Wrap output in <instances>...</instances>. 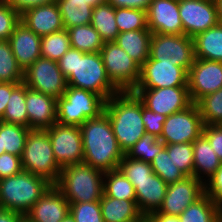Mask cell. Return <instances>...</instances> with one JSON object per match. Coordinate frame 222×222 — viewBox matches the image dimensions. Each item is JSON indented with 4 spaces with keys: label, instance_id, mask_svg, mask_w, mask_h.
<instances>
[{
    "label": "cell",
    "instance_id": "cell-10",
    "mask_svg": "<svg viewBox=\"0 0 222 222\" xmlns=\"http://www.w3.org/2000/svg\"><path fill=\"white\" fill-rule=\"evenodd\" d=\"M203 121L196 103L169 115L159 138L165 145L193 143L203 132Z\"/></svg>",
    "mask_w": 222,
    "mask_h": 222
},
{
    "label": "cell",
    "instance_id": "cell-9",
    "mask_svg": "<svg viewBox=\"0 0 222 222\" xmlns=\"http://www.w3.org/2000/svg\"><path fill=\"white\" fill-rule=\"evenodd\" d=\"M161 63H173L182 67L187 73L195 60L192 37L184 34L152 33L149 58Z\"/></svg>",
    "mask_w": 222,
    "mask_h": 222
},
{
    "label": "cell",
    "instance_id": "cell-48",
    "mask_svg": "<svg viewBox=\"0 0 222 222\" xmlns=\"http://www.w3.org/2000/svg\"><path fill=\"white\" fill-rule=\"evenodd\" d=\"M202 134L208 139L212 149L222 161V124L204 125Z\"/></svg>",
    "mask_w": 222,
    "mask_h": 222
},
{
    "label": "cell",
    "instance_id": "cell-55",
    "mask_svg": "<svg viewBox=\"0 0 222 222\" xmlns=\"http://www.w3.org/2000/svg\"><path fill=\"white\" fill-rule=\"evenodd\" d=\"M129 222H149L147 215L141 214L138 218Z\"/></svg>",
    "mask_w": 222,
    "mask_h": 222
},
{
    "label": "cell",
    "instance_id": "cell-26",
    "mask_svg": "<svg viewBox=\"0 0 222 222\" xmlns=\"http://www.w3.org/2000/svg\"><path fill=\"white\" fill-rule=\"evenodd\" d=\"M192 39L195 58L222 62V24L209 28Z\"/></svg>",
    "mask_w": 222,
    "mask_h": 222
},
{
    "label": "cell",
    "instance_id": "cell-60",
    "mask_svg": "<svg viewBox=\"0 0 222 222\" xmlns=\"http://www.w3.org/2000/svg\"><path fill=\"white\" fill-rule=\"evenodd\" d=\"M72 1H86V3L90 5V0H72Z\"/></svg>",
    "mask_w": 222,
    "mask_h": 222
},
{
    "label": "cell",
    "instance_id": "cell-8",
    "mask_svg": "<svg viewBox=\"0 0 222 222\" xmlns=\"http://www.w3.org/2000/svg\"><path fill=\"white\" fill-rule=\"evenodd\" d=\"M100 55L111 83L120 91H133L140 78V66L115 42H106Z\"/></svg>",
    "mask_w": 222,
    "mask_h": 222
},
{
    "label": "cell",
    "instance_id": "cell-25",
    "mask_svg": "<svg viewBox=\"0 0 222 222\" xmlns=\"http://www.w3.org/2000/svg\"><path fill=\"white\" fill-rule=\"evenodd\" d=\"M152 32L149 29L119 33L114 42L140 67L149 58Z\"/></svg>",
    "mask_w": 222,
    "mask_h": 222
},
{
    "label": "cell",
    "instance_id": "cell-36",
    "mask_svg": "<svg viewBox=\"0 0 222 222\" xmlns=\"http://www.w3.org/2000/svg\"><path fill=\"white\" fill-rule=\"evenodd\" d=\"M69 34L66 29L41 37V57L58 61L70 48Z\"/></svg>",
    "mask_w": 222,
    "mask_h": 222
},
{
    "label": "cell",
    "instance_id": "cell-38",
    "mask_svg": "<svg viewBox=\"0 0 222 222\" xmlns=\"http://www.w3.org/2000/svg\"><path fill=\"white\" fill-rule=\"evenodd\" d=\"M153 172L166 184L183 180L186 175L174 164L164 147L151 162Z\"/></svg>",
    "mask_w": 222,
    "mask_h": 222
},
{
    "label": "cell",
    "instance_id": "cell-31",
    "mask_svg": "<svg viewBox=\"0 0 222 222\" xmlns=\"http://www.w3.org/2000/svg\"><path fill=\"white\" fill-rule=\"evenodd\" d=\"M71 48L87 53H100L104 42L91 24L66 29Z\"/></svg>",
    "mask_w": 222,
    "mask_h": 222
},
{
    "label": "cell",
    "instance_id": "cell-18",
    "mask_svg": "<svg viewBox=\"0 0 222 222\" xmlns=\"http://www.w3.org/2000/svg\"><path fill=\"white\" fill-rule=\"evenodd\" d=\"M148 29L159 34H183L179 0H152L147 9Z\"/></svg>",
    "mask_w": 222,
    "mask_h": 222
},
{
    "label": "cell",
    "instance_id": "cell-47",
    "mask_svg": "<svg viewBox=\"0 0 222 222\" xmlns=\"http://www.w3.org/2000/svg\"><path fill=\"white\" fill-rule=\"evenodd\" d=\"M205 193L213 199L218 209L222 212V165L205 183Z\"/></svg>",
    "mask_w": 222,
    "mask_h": 222
},
{
    "label": "cell",
    "instance_id": "cell-43",
    "mask_svg": "<svg viewBox=\"0 0 222 222\" xmlns=\"http://www.w3.org/2000/svg\"><path fill=\"white\" fill-rule=\"evenodd\" d=\"M69 204V212L74 217L75 222H104L100 201Z\"/></svg>",
    "mask_w": 222,
    "mask_h": 222
},
{
    "label": "cell",
    "instance_id": "cell-30",
    "mask_svg": "<svg viewBox=\"0 0 222 222\" xmlns=\"http://www.w3.org/2000/svg\"><path fill=\"white\" fill-rule=\"evenodd\" d=\"M221 211L206 193L190 204L180 215V222H219Z\"/></svg>",
    "mask_w": 222,
    "mask_h": 222
},
{
    "label": "cell",
    "instance_id": "cell-21",
    "mask_svg": "<svg viewBox=\"0 0 222 222\" xmlns=\"http://www.w3.org/2000/svg\"><path fill=\"white\" fill-rule=\"evenodd\" d=\"M13 55L23 72L41 57V37L22 21L15 27L9 38Z\"/></svg>",
    "mask_w": 222,
    "mask_h": 222
},
{
    "label": "cell",
    "instance_id": "cell-52",
    "mask_svg": "<svg viewBox=\"0 0 222 222\" xmlns=\"http://www.w3.org/2000/svg\"><path fill=\"white\" fill-rule=\"evenodd\" d=\"M149 222H180L179 215L163 214L158 210L147 215Z\"/></svg>",
    "mask_w": 222,
    "mask_h": 222
},
{
    "label": "cell",
    "instance_id": "cell-4",
    "mask_svg": "<svg viewBox=\"0 0 222 222\" xmlns=\"http://www.w3.org/2000/svg\"><path fill=\"white\" fill-rule=\"evenodd\" d=\"M104 172L84 162L61 169L55 186L69 203L100 201L103 195Z\"/></svg>",
    "mask_w": 222,
    "mask_h": 222
},
{
    "label": "cell",
    "instance_id": "cell-13",
    "mask_svg": "<svg viewBox=\"0 0 222 222\" xmlns=\"http://www.w3.org/2000/svg\"><path fill=\"white\" fill-rule=\"evenodd\" d=\"M132 92L138 96L144 107L167 117L192 104L188 87L133 89Z\"/></svg>",
    "mask_w": 222,
    "mask_h": 222
},
{
    "label": "cell",
    "instance_id": "cell-51",
    "mask_svg": "<svg viewBox=\"0 0 222 222\" xmlns=\"http://www.w3.org/2000/svg\"><path fill=\"white\" fill-rule=\"evenodd\" d=\"M18 84L19 83H0V121L3 119L5 108L7 107L11 92Z\"/></svg>",
    "mask_w": 222,
    "mask_h": 222
},
{
    "label": "cell",
    "instance_id": "cell-29",
    "mask_svg": "<svg viewBox=\"0 0 222 222\" xmlns=\"http://www.w3.org/2000/svg\"><path fill=\"white\" fill-rule=\"evenodd\" d=\"M65 29L91 24L93 6L86 1L56 0Z\"/></svg>",
    "mask_w": 222,
    "mask_h": 222
},
{
    "label": "cell",
    "instance_id": "cell-58",
    "mask_svg": "<svg viewBox=\"0 0 222 222\" xmlns=\"http://www.w3.org/2000/svg\"><path fill=\"white\" fill-rule=\"evenodd\" d=\"M5 153V149H2V135H0V155Z\"/></svg>",
    "mask_w": 222,
    "mask_h": 222
},
{
    "label": "cell",
    "instance_id": "cell-56",
    "mask_svg": "<svg viewBox=\"0 0 222 222\" xmlns=\"http://www.w3.org/2000/svg\"><path fill=\"white\" fill-rule=\"evenodd\" d=\"M60 222H75V219L69 212Z\"/></svg>",
    "mask_w": 222,
    "mask_h": 222
},
{
    "label": "cell",
    "instance_id": "cell-15",
    "mask_svg": "<svg viewBox=\"0 0 222 222\" xmlns=\"http://www.w3.org/2000/svg\"><path fill=\"white\" fill-rule=\"evenodd\" d=\"M187 78L188 73L180 66L146 60L140 67V78L134 89L188 87Z\"/></svg>",
    "mask_w": 222,
    "mask_h": 222
},
{
    "label": "cell",
    "instance_id": "cell-12",
    "mask_svg": "<svg viewBox=\"0 0 222 222\" xmlns=\"http://www.w3.org/2000/svg\"><path fill=\"white\" fill-rule=\"evenodd\" d=\"M45 130L51 140L56 162L61 169L83 162L82 133L79 126L56 122Z\"/></svg>",
    "mask_w": 222,
    "mask_h": 222
},
{
    "label": "cell",
    "instance_id": "cell-41",
    "mask_svg": "<svg viewBox=\"0 0 222 222\" xmlns=\"http://www.w3.org/2000/svg\"><path fill=\"white\" fill-rule=\"evenodd\" d=\"M174 164L186 175L193 176V143L165 145Z\"/></svg>",
    "mask_w": 222,
    "mask_h": 222
},
{
    "label": "cell",
    "instance_id": "cell-3",
    "mask_svg": "<svg viewBox=\"0 0 222 222\" xmlns=\"http://www.w3.org/2000/svg\"><path fill=\"white\" fill-rule=\"evenodd\" d=\"M106 112L118 145L124 154L146 133L142 101L132 91L119 92L106 103Z\"/></svg>",
    "mask_w": 222,
    "mask_h": 222
},
{
    "label": "cell",
    "instance_id": "cell-32",
    "mask_svg": "<svg viewBox=\"0 0 222 222\" xmlns=\"http://www.w3.org/2000/svg\"><path fill=\"white\" fill-rule=\"evenodd\" d=\"M103 195L119 200L136 201V193L133 184L119 169L104 173Z\"/></svg>",
    "mask_w": 222,
    "mask_h": 222
},
{
    "label": "cell",
    "instance_id": "cell-1",
    "mask_svg": "<svg viewBox=\"0 0 222 222\" xmlns=\"http://www.w3.org/2000/svg\"><path fill=\"white\" fill-rule=\"evenodd\" d=\"M57 62L67 86L93 92L106 101L120 92L109 80L100 53L70 47Z\"/></svg>",
    "mask_w": 222,
    "mask_h": 222
},
{
    "label": "cell",
    "instance_id": "cell-16",
    "mask_svg": "<svg viewBox=\"0 0 222 222\" xmlns=\"http://www.w3.org/2000/svg\"><path fill=\"white\" fill-rule=\"evenodd\" d=\"M187 86L192 103L222 88V62L195 58L188 70Z\"/></svg>",
    "mask_w": 222,
    "mask_h": 222
},
{
    "label": "cell",
    "instance_id": "cell-2",
    "mask_svg": "<svg viewBox=\"0 0 222 222\" xmlns=\"http://www.w3.org/2000/svg\"><path fill=\"white\" fill-rule=\"evenodd\" d=\"M83 162L102 172L118 169L125 155L113 133L104 111L98 117L87 119L81 126Z\"/></svg>",
    "mask_w": 222,
    "mask_h": 222
},
{
    "label": "cell",
    "instance_id": "cell-23",
    "mask_svg": "<svg viewBox=\"0 0 222 222\" xmlns=\"http://www.w3.org/2000/svg\"><path fill=\"white\" fill-rule=\"evenodd\" d=\"M136 193L137 207L141 214L157 211L163 203L168 184L154 172L143 181H130Z\"/></svg>",
    "mask_w": 222,
    "mask_h": 222
},
{
    "label": "cell",
    "instance_id": "cell-50",
    "mask_svg": "<svg viewBox=\"0 0 222 222\" xmlns=\"http://www.w3.org/2000/svg\"><path fill=\"white\" fill-rule=\"evenodd\" d=\"M152 0H108L114 8H132L147 11Z\"/></svg>",
    "mask_w": 222,
    "mask_h": 222
},
{
    "label": "cell",
    "instance_id": "cell-14",
    "mask_svg": "<svg viewBox=\"0 0 222 222\" xmlns=\"http://www.w3.org/2000/svg\"><path fill=\"white\" fill-rule=\"evenodd\" d=\"M183 34L189 37L219 24L215 0H179Z\"/></svg>",
    "mask_w": 222,
    "mask_h": 222
},
{
    "label": "cell",
    "instance_id": "cell-17",
    "mask_svg": "<svg viewBox=\"0 0 222 222\" xmlns=\"http://www.w3.org/2000/svg\"><path fill=\"white\" fill-rule=\"evenodd\" d=\"M205 194V184L194 176L168 184L163 203L158 209L163 214L180 215L190 204Z\"/></svg>",
    "mask_w": 222,
    "mask_h": 222
},
{
    "label": "cell",
    "instance_id": "cell-53",
    "mask_svg": "<svg viewBox=\"0 0 222 222\" xmlns=\"http://www.w3.org/2000/svg\"><path fill=\"white\" fill-rule=\"evenodd\" d=\"M0 222H25V216L10 210H4L0 214Z\"/></svg>",
    "mask_w": 222,
    "mask_h": 222
},
{
    "label": "cell",
    "instance_id": "cell-39",
    "mask_svg": "<svg viewBox=\"0 0 222 222\" xmlns=\"http://www.w3.org/2000/svg\"><path fill=\"white\" fill-rule=\"evenodd\" d=\"M116 25L120 33L148 29L147 11L132 8H115Z\"/></svg>",
    "mask_w": 222,
    "mask_h": 222
},
{
    "label": "cell",
    "instance_id": "cell-49",
    "mask_svg": "<svg viewBox=\"0 0 222 222\" xmlns=\"http://www.w3.org/2000/svg\"><path fill=\"white\" fill-rule=\"evenodd\" d=\"M56 0H4L14 11L22 15L26 10L55 3Z\"/></svg>",
    "mask_w": 222,
    "mask_h": 222
},
{
    "label": "cell",
    "instance_id": "cell-57",
    "mask_svg": "<svg viewBox=\"0 0 222 222\" xmlns=\"http://www.w3.org/2000/svg\"><path fill=\"white\" fill-rule=\"evenodd\" d=\"M102 2H108V0H90V5L94 7Z\"/></svg>",
    "mask_w": 222,
    "mask_h": 222
},
{
    "label": "cell",
    "instance_id": "cell-5",
    "mask_svg": "<svg viewBox=\"0 0 222 222\" xmlns=\"http://www.w3.org/2000/svg\"><path fill=\"white\" fill-rule=\"evenodd\" d=\"M51 185L45 178L22 170L0 180V203L5 210L25 216Z\"/></svg>",
    "mask_w": 222,
    "mask_h": 222
},
{
    "label": "cell",
    "instance_id": "cell-24",
    "mask_svg": "<svg viewBox=\"0 0 222 222\" xmlns=\"http://www.w3.org/2000/svg\"><path fill=\"white\" fill-rule=\"evenodd\" d=\"M193 158V176L204 184L222 165V161L218 158L208 139L203 134L193 142Z\"/></svg>",
    "mask_w": 222,
    "mask_h": 222
},
{
    "label": "cell",
    "instance_id": "cell-34",
    "mask_svg": "<svg viewBox=\"0 0 222 222\" xmlns=\"http://www.w3.org/2000/svg\"><path fill=\"white\" fill-rule=\"evenodd\" d=\"M31 129L0 121V135H2V149L6 153L21 157Z\"/></svg>",
    "mask_w": 222,
    "mask_h": 222
},
{
    "label": "cell",
    "instance_id": "cell-46",
    "mask_svg": "<svg viewBox=\"0 0 222 222\" xmlns=\"http://www.w3.org/2000/svg\"><path fill=\"white\" fill-rule=\"evenodd\" d=\"M21 157L10 153L0 155V180L22 171Z\"/></svg>",
    "mask_w": 222,
    "mask_h": 222
},
{
    "label": "cell",
    "instance_id": "cell-6",
    "mask_svg": "<svg viewBox=\"0 0 222 222\" xmlns=\"http://www.w3.org/2000/svg\"><path fill=\"white\" fill-rule=\"evenodd\" d=\"M23 171L45 178L55 185L60 176L51 140L46 130L31 129L21 156Z\"/></svg>",
    "mask_w": 222,
    "mask_h": 222
},
{
    "label": "cell",
    "instance_id": "cell-37",
    "mask_svg": "<svg viewBox=\"0 0 222 222\" xmlns=\"http://www.w3.org/2000/svg\"><path fill=\"white\" fill-rule=\"evenodd\" d=\"M196 105L204 125L222 124V88L203 96Z\"/></svg>",
    "mask_w": 222,
    "mask_h": 222
},
{
    "label": "cell",
    "instance_id": "cell-44",
    "mask_svg": "<svg viewBox=\"0 0 222 222\" xmlns=\"http://www.w3.org/2000/svg\"><path fill=\"white\" fill-rule=\"evenodd\" d=\"M20 21L21 15L18 12L8 4L0 3V40H9Z\"/></svg>",
    "mask_w": 222,
    "mask_h": 222
},
{
    "label": "cell",
    "instance_id": "cell-59",
    "mask_svg": "<svg viewBox=\"0 0 222 222\" xmlns=\"http://www.w3.org/2000/svg\"><path fill=\"white\" fill-rule=\"evenodd\" d=\"M4 207L2 206V204L0 203V214L4 211Z\"/></svg>",
    "mask_w": 222,
    "mask_h": 222
},
{
    "label": "cell",
    "instance_id": "cell-22",
    "mask_svg": "<svg viewBox=\"0 0 222 222\" xmlns=\"http://www.w3.org/2000/svg\"><path fill=\"white\" fill-rule=\"evenodd\" d=\"M21 21L40 37L65 29L56 2L26 10Z\"/></svg>",
    "mask_w": 222,
    "mask_h": 222
},
{
    "label": "cell",
    "instance_id": "cell-7",
    "mask_svg": "<svg viewBox=\"0 0 222 222\" xmlns=\"http://www.w3.org/2000/svg\"><path fill=\"white\" fill-rule=\"evenodd\" d=\"M106 100L93 92L67 86L63 96L56 99L57 122L81 126L87 119L104 112Z\"/></svg>",
    "mask_w": 222,
    "mask_h": 222
},
{
    "label": "cell",
    "instance_id": "cell-11",
    "mask_svg": "<svg viewBox=\"0 0 222 222\" xmlns=\"http://www.w3.org/2000/svg\"><path fill=\"white\" fill-rule=\"evenodd\" d=\"M23 83L27 88L55 99L62 97L67 88L66 78L59 69L58 62L43 57L23 72Z\"/></svg>",
    "mask_w": 222,
    "mask_h": 222
},
{
    "label": "cell",
    "instance_id": "cell-40",
    "mask_svg": "<svg viewBox=\"0 0 222 222\" xmlns=\"http://www.w3.org/2000/svg\"><path fill=\"white\" fill-rule=\"evenodd\" d=\"M165 147V144L160 141L157 137L144 134L130 150L127 151L126 155L129 158L142 160L147 163H151L155 156Z\"/></svg>",
    "mask_w": 222,
    "mask_h": 222
},
{
    "label": "cell",
    "instance_id": "cell-33",
    "mask_svg": "<svg viewBox=\"0 0 222 222\" xmlns=\"http://www.w3.org/2000/svg\"><path fill=\"white\" fill-rule=\"evenodd\" d=\"M1 121L28 127V114L25 104V84L23 82L19 83L12 90Z\"/></svg>",
    "mask_w": 222,
    "mask_h": 222
},
{
    "label": "cell",
    "instance_id": "cell-54",
    "mask_svg": "<svg viewBox=\"0 0 222 222\" xmlns=\"http://www.w3.org/2000/svg\"><path fill=\"white\" fill-rule=\"evenodd\" d=\"M215 3L218 12L219 24H222V0H215Z\"/></svg>",
    "mask_w": 222,
    "mask_h": 222
},
{
    "label": "cell",
    "instance_id": "cell-61",
    "mask_svg": "<svg viewBox=\"0 0 222 222\" xmlns=\"http://www.w3.org/2000/svg\"><path fill=\"white\" fill-rule=\"evenodd\" d=\"M219 222H222V212H221V215H220V221Z\"/></svg>",
    "mask_w": 222,
    "mask_h": 222
},
{
    "label": "cell",
    "instance_id": "cell-28",
    "mask_svg": "<svg viewBox=\"0 0 222 222\" xmlns=\"http://www.w3.org/2000/svg\"><path fill=\"white\" fill-rule=\"evenodd\" d=\"M91 25L104 43L114 42L120 33L116 25L115 8L109 2H102L93 7Z\"/></svg>",
    "mask_w": 222,
    "mask_h": 222
},
{
    "label": "cell",
    "instance_id": "cell-20",
    "mask_svg": "<svg viewBox=\"0 0 222 222\" xmlns=\"http://www.w3.org/2000/svg\"><path fill=\"white\" fill-rule=\"evenodd\" d=\"M28 128L45 130L57 122L56 99L25 85Z\"/></svg>",
    "mask_w": 222,
    "mask_h": 222
},
{
    "label": "cell",
    "instance_id": "cell-42",
    "mask_svg": "<svg viewBox=\"0 0 222 222\" xmlns=\"http://www.w3.org/2000/svg\"><path fill=\"white\" fill-rule=\"evenodd\" d=\"M118 169L129 181H143L153 172L151 163L129 158L126 154L119 163Z\"/></svg>",
    "mask_w": 222,
    "mask_h": 222
},
{
    "label": "cell",
    "instance_id": "cell-35",
    "mask_svg": "<svg viewBox=\"0 0 222 222\" xmlns=\"http://www.w3.org/2000/svg\"><path fill=\"white\" fill-rule=\"evenodd\" d=\"M0 81L5 83L23 82V70L18 66L9 40H0Z\"/></svg>",
    "mask_w": 222,
    "mask_h": 222
},
{
    "label": "cell",
    "instance_id": "cell-27",
    "mask_svg": "<svg viewBox=\"0 0 222 222\" xmlns=\"http://www.w3.org/2000/svg\"><path fill=\"white\" fill-rule=\"evenodd\" d=\"M100 207L104 222H129L141 215L137 201L119 200L107 195H102Z\"/></svg>",
    "mask_w": 222,
    "mask_h": 222
},
{
    "label": "cell",
    "instance_id": "cell-19",
    "mask_svg": "<svg viewBox=\"0 0 222 222\" xmlns=\"http://www.w3.org/2000/svg\"><path fill=\"white\" fill-rule=\"evenodd\" d=\"M70 210L64 194L51 185L25 215V222H60Z\"/></svg>",
    "mask_w": 222,
    "mask_h": 222
},
{
    "label": "cell",
    "instance_id": "cell-45",
    "mask_svg": "<svg viewBox=\"0 0 222 222\" xmlns=\"http://www.w3.org/2000/svg\"><path fill=\"white\" fill-rule=\"evenodd\" d=\"M167 116L150 111L142 103V120L145 126L146 134L160 138L163 131V123Z\"/></svg>",
    "mask_w": 222,
    "mask_h": 222
}]
</instances>
